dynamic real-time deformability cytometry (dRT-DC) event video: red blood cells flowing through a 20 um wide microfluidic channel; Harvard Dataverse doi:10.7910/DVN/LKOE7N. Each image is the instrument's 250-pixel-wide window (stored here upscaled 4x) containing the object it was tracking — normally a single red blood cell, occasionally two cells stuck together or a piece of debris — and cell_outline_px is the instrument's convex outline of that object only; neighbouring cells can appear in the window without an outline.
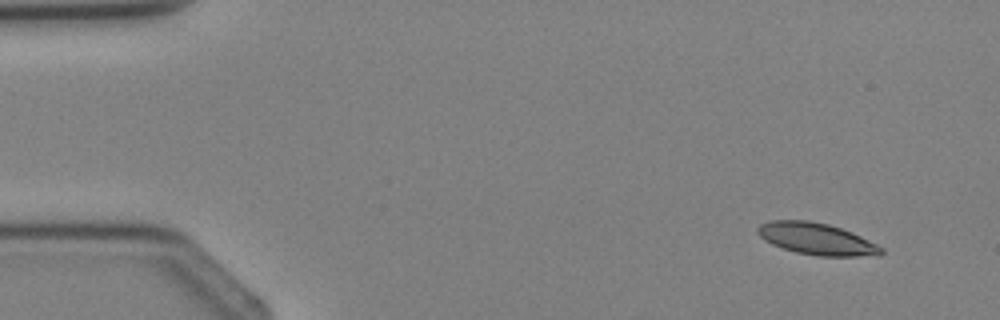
{"species": "Egyptian fruit bat (a non-hibernating species)", "species_latin": "Rousettus aegyptiacus", "temperature_condition": "cold", "stored_images_in_passage": 3, "camera_frame_rate_fps": 3000, "um_per_image_px": 0.085, "animal": {"sex": "female"}, "frame": {"image": 1, "passage_image": 1, "time_ms": 0.0, "image_size_px": [1000, 320], "cell_outline_px": [[884, 252], [880, 256], [820, 256], [796, 252], [772, 244], [764, 240], [756, 232], [756, 228], [760, 224], [768, 220], [808, 220], [828, 224], [852, 232], [884, 248]], "centroid_in_image_um": [69.41, 20.3], "position_along_channel_um": 15.6, "area_um2": 22.95}}
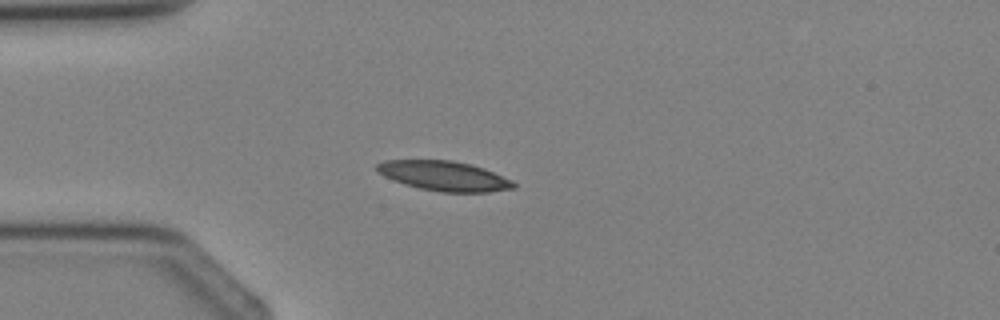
{"frame": {"image": 2, "passage_image": 3, "time_ms": 2.333, "image_size_px": [1000, 320], "cell_outline_px": [[516, 188], [488, 192], [440, 192], [420, 188], [404, 184], [384, 176], [376, 168], [376, 164], [384, 160], [452, 160], [484, 168], [512, 180], [516, 184]], "centroid_in_image_um": [37.77, 14.95], "position_along_channel_um": 47.2, "area_um2": 23.58}}